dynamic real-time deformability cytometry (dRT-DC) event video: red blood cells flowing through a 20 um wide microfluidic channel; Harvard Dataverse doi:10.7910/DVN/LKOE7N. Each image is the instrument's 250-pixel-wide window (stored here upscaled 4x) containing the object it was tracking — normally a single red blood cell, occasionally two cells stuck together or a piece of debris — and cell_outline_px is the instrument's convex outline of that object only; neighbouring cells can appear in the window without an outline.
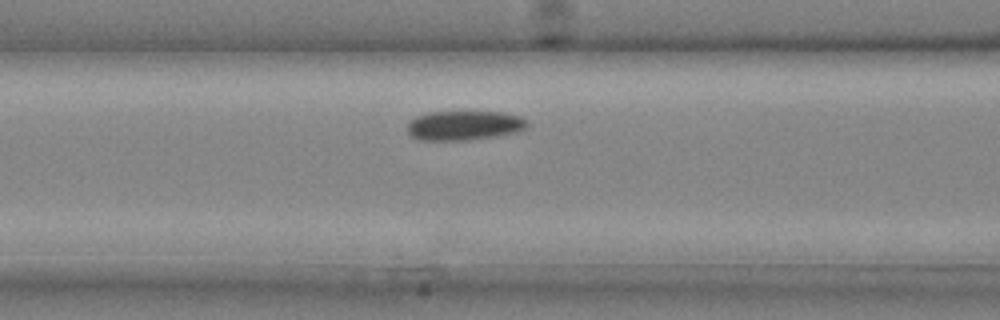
{"species": "common noctule bat (a hibernating species)", "species_latin": "Nyctalus noctula", "temperature_condition": "cold", "stored_images_in_passage": 20, "camera_frame_rate_fps": 3000, "um_per_image_px": 0.085, "animal": {"sex": "male", "body_mass_g": 20.4}, "frame": {"image": 1, "passage_image": 5, "time_ms": 1.333, "image_size_px": [1000, 320], "cell_outline_px": [[528, 128], [516, 132], [468, 140], [420, 140], [412, 136], [408, 132], [408, 124], [416, 116], [428, 112], [504, 112], [520, 116], [528, 120]], "centroid_in_image_um": [39.49, 10.65], "position_along_channel_um": 127.1, "area_um2": 20.52}}
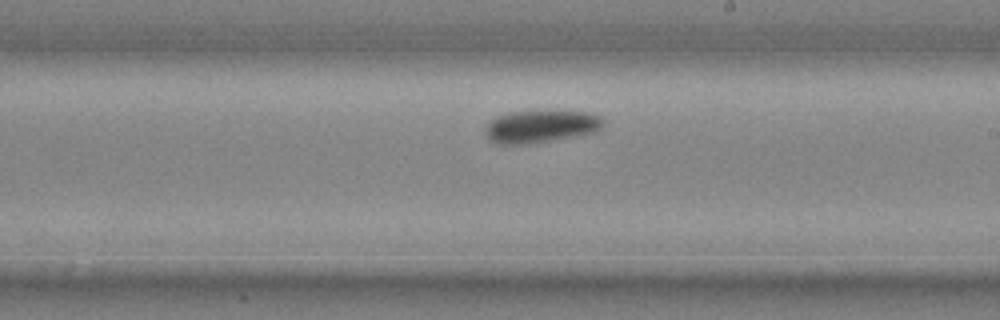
{"frame": {"image": 2, "passage_image": 11, "time_ms": 3.333, "image_size_px": [1000, 320], "cell_outline_px": [[604, 124], [600, 128], [592, 132], [552, 140], [528, 144], [500, 144], [488, 140], [484, 132], [488, 124], [496, 116], [508, 112], [592, 112], [600, 116], [604, 120]], "centroid_in_image_um": [45.93, 10.75], "position_along_channel_um": 243.1, "area_um2": 21.96}}
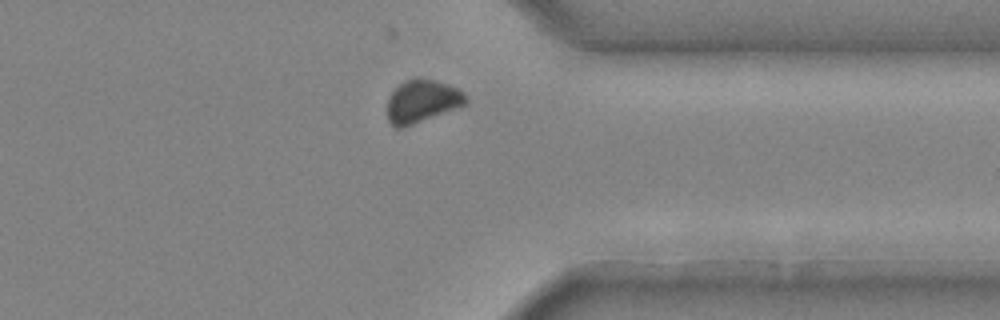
{"frame": {"image": 3, "passage_image": 18, "time_ms": 5.667, "image_size_px": [1000, 320], "cell_outline_px": [[468, 104], [412, 124], [400, 128], [396, 128], [388, 120], [388, 100], [392, 92], [404, 80], [432, 80], [448, 84], [456, 88], [468, 100]], "centroid_in_image_um": [35.87, 8.62], "position_along_channel_um": 375.5, "area_um2": 18.9}}